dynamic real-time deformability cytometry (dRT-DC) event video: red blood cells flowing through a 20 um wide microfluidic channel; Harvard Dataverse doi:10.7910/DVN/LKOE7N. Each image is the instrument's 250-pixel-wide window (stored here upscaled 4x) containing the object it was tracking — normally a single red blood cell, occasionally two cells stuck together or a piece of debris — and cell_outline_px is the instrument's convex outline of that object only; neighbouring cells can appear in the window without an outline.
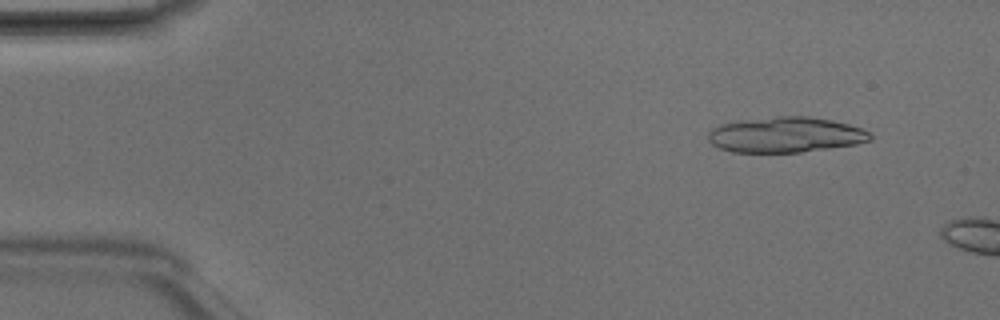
{"species": "Egyptian fruit bat (a non-hibernating species)", "species_latin": "Rousettus aegyptiacus", "temperature_condition": "room temperature", "stored_images_in_passage": 2, "camera_frame_rate_fps": 3000, "um_per_image_px": 0.085, "animal": {"sex": "male"}, "frame": {"image": 1, "passage_image": 1, "time_ms": 0.0, "image_size_px": [1000, 320], "cell_outline_px": [[872, 140], [856, 144], [800, 152], [732, 152], [720, 148], [712, 144], [708, 140], [708, 132], [712, 128], [720, 124], [744, 120], [776, 116], [808, 116], [832, 120], [848, 124], [860, 128], [868, 132], [872, 136]], "centroid_in_image_um": [66.76, 11.45], "position_along_channel_um": 18.2, "area_um2": 33.35}}